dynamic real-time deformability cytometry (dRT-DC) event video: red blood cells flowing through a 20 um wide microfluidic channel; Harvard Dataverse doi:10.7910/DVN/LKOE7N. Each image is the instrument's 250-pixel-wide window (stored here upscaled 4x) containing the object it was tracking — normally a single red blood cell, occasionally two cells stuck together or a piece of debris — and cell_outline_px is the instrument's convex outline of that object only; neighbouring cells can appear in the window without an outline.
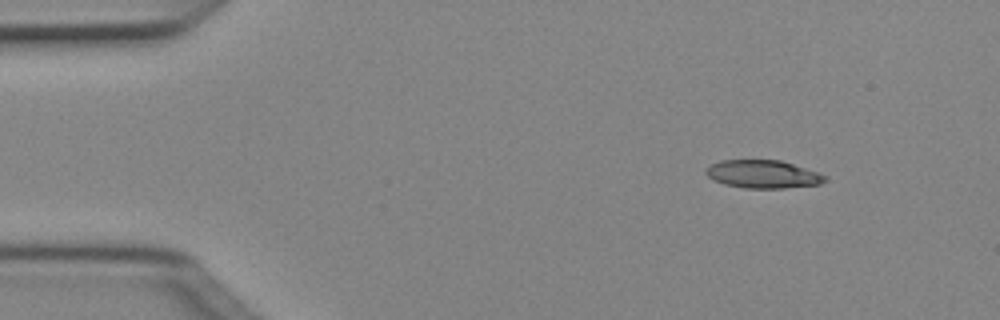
{"species": "Egyptian fruit bat (a non-hibernating species)", "species_latin": "Rousettus aegyptiacus", "temperature_condition": "cold", "stored_images_in_passage": 3, "camera_frame_rate_fps": 3000, "um_per_image_px": 0.085, "animal": {"sex": "female"}, "frame": {"image": 1, "passage_image": 1, "time_ms": 0.0, "image_size_px": [1000, 320], "cell_outline_px": [[828, 180], [820, 184], [784, 188], [744, 188], [724, 184], [712, 180], [704, 172], [704, 168], [720, 160], [780, 160], [828, 176]], "centroid_in_image_um": [64.82, 14.81], "position_along_channel_um": 20.2, "area_um2": 19.48}}